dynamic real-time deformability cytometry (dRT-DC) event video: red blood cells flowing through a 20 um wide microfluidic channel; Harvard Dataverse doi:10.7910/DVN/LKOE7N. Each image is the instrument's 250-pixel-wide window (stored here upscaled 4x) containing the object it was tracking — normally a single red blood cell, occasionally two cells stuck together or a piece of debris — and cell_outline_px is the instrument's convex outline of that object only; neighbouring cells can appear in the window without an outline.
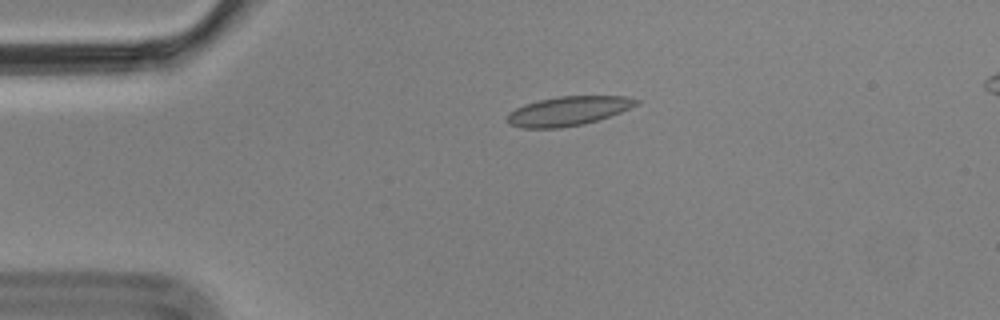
{"species": "Egyptian fruit bat (a non-hibernating species)", "species_latin": "Rousettus aegyptiacus", "temperature_condition": "cold", "stored_images_in_passage": 4, "camera_frame_rate_fps": 3000, "um_per_image_px": 0.085, "animal": {"sex": "male"}, "frame": {"image": 1, "passage_image": 2, "time_ms": 0.333, "image_size_px": [1000, 320], "cell_outline_px": [[640, 104], [620, 112], [584, 124], [560, 128], [520, 128], [508, 124], [508, 112], [524, 104], [540, 100], [560, 96], [628, 96], [640, 100]], "centroid_in_image_um": [48.3, 9.43], "position_along_channel_um": 36.7, "area_um2": 21.96}}